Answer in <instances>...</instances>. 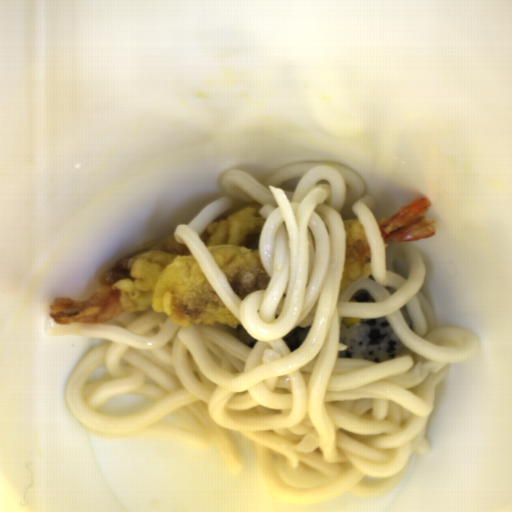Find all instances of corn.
Listing matches in <instances>:
<instances>
[{
    "mask_svg": "<svg viewBox=\"0 0 512 512\" xmlns=\"http://www.w3.org/2000/svg\"><path fill=\"white\" fill-rule=\"evenodd\" d=\"M341 321L344 322L346 325L352 326L354 324L361 322V319H351V318H342L341 317Z\"/></svg>",
    "mask_w": 512,
    "mask_h": 512,
    "instance_id": "obj_1",
    "label": "corn"
}]
</instances>
